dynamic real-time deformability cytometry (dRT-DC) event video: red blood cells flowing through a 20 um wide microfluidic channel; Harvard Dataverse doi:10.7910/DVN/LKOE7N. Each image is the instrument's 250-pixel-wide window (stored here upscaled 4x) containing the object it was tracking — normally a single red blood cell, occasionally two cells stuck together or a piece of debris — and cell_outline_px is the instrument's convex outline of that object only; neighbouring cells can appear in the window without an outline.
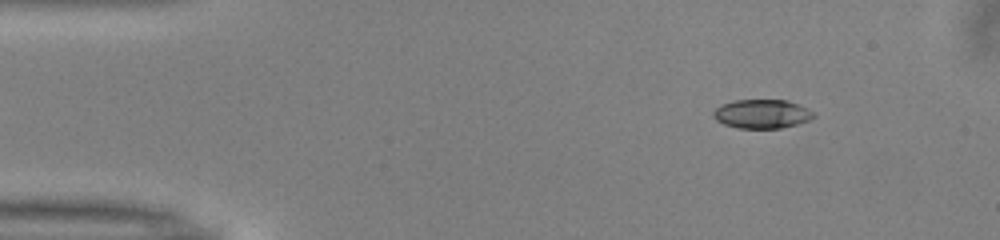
{"species": "common noctule bat (a hibernating species)", "species_latin": "Nyctalus noctula", "temperature_condition": "warm", "stored_images_in_passage": 47, "camera_frame_rate_fps": 3000, "um_per_image_px": 0.085, "animal": {"sex": "male", "body_mass_g": 13.0, "forearm_length_mm": 53.1}, "frame": {"image": 1, "passage_image": 3, "time_ms": 0.667, "image_size_px": [1000, 240], "cell_outline_px": [[816, 116], [808, 120], [796, 124], [780, 128], [736, 128], [724, 124], [716, 120], [712, 116], [712, 112], [720, 104], [732, 100], [788, 100], [812, 112]], "centroid_in_image_um": [64.68, 9.68], "position_along_channel_um": 20.3, "area_um2": 16.82}}
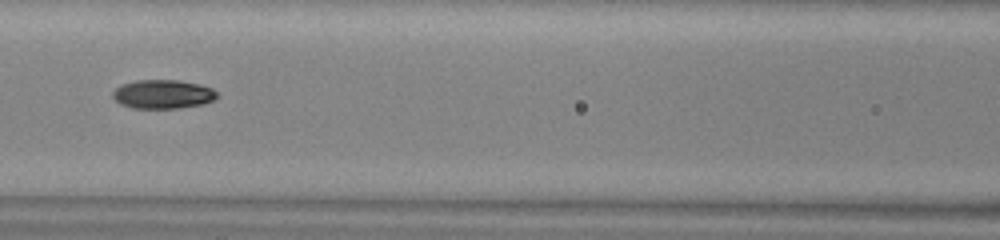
{"frame": {"image": 2, "passage_image": 19, "time_ms": 6.0, "image_size_px": [1000, 240], "cell_outline_px": [[216, 96], [212, 100], [204, 104], [180, 108], [132, 108], [120, 104], [112, 96], [112, 92], [120, 84], [136, 80], [180, 80], [200, 84], [212, 88], [216, 92]], "centroid_in_image_um": [13.82, 8.0], "position_along_channel_um": 152.8, "area_um2": 17.63}}
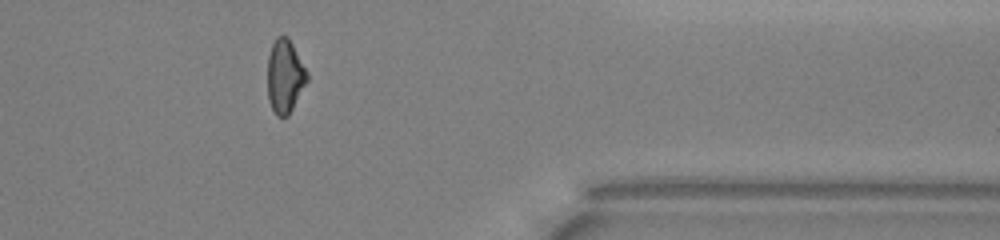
{"frame": {"image": 3, "passage_image": 38, "time_ms": 12.333, "image_size_px": [1000, 240], "cell_outline_px": [[308, 80], [288, 116], [276, 116], [268, 100], [268, 56], [272, 44], [276, 36], [288, 36], [308, 72]], "centroid_in_image_um": [24.22, 6.47], "position_along_channel_um": 387.2, "area_um2": 16.94}, "authors_computed_cell_mechanics": {"area_um2": 17.2822, "velocity_mm_per_s": 4.0306, "shape_relaxation_time_tau1_ms": 3.0927, "shape_relaxation_time_tau2_ms": 2.7885, "deformation_change_tau1": 0.1484, "deformation_change_tau2": 0.0704}}